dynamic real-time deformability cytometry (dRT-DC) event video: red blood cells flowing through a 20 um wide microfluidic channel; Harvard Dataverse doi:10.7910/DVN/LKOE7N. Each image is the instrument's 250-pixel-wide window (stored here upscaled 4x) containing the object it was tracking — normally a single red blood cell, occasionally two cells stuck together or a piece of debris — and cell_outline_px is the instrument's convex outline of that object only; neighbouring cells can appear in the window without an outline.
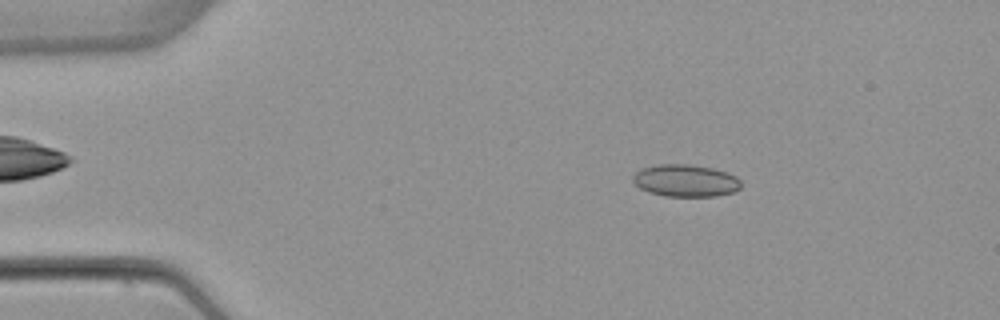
{"species": "common noctule bat (a hibernating species)", "species_latin": "Nyctalus noctula", "temperature_condition": "warm", "stored_images_in_passage": 52, "camera_frame_rate_fps": 3000, "um_per_image_px": 0.085, "animal": {"sex": "female", "body_mass_g": 22.7, "forearm_length_mm": 54.2}, "frame": {"image": 1, "passage_image": 8, "time_ms": 2.333, "image_size_px": [1000, 320], "cell_outline_px": [[740, 188], [732, 192], [716, 196], [664, 196], [648, 192], [640, 188], [632, 180], [632, 176], [636, 172], [644, 168], [660, 164], [692, 164], [712, 168], [728, 172], [736, 176], [740, 180]], "centroid_in_image_um": [58.28, 15.35], "position_along_channel_um": 26.7, "area_um2": 20.29}}
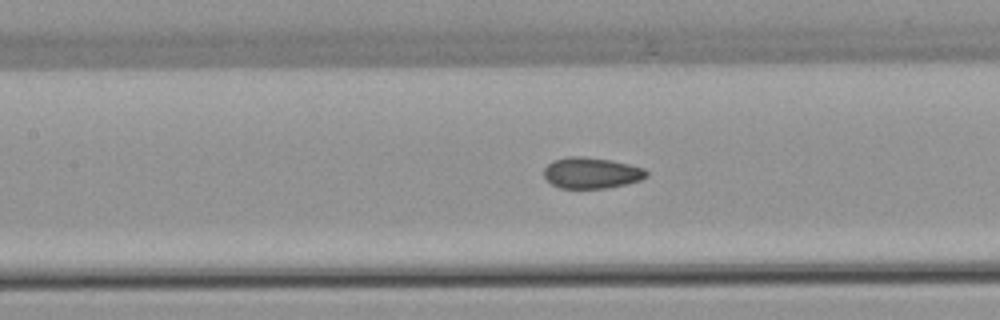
{"frame": {"image": 2, "passage_image": 23, "time_ms": 7.333, "image_size_px": [1000, 320], "cell_outline_px": [[648, 176], [640, 180], [608, 188], [560, 188], [552, 184], [544, 176], [544, 168], [552, 160], [568, 156], [584, 156], [612, 160], [644, 168], [648, 172]], "centroid_in_image_um": [50.26, 14.68], "position_along_channel_um": 157.1, "area_um2": 18.61}}
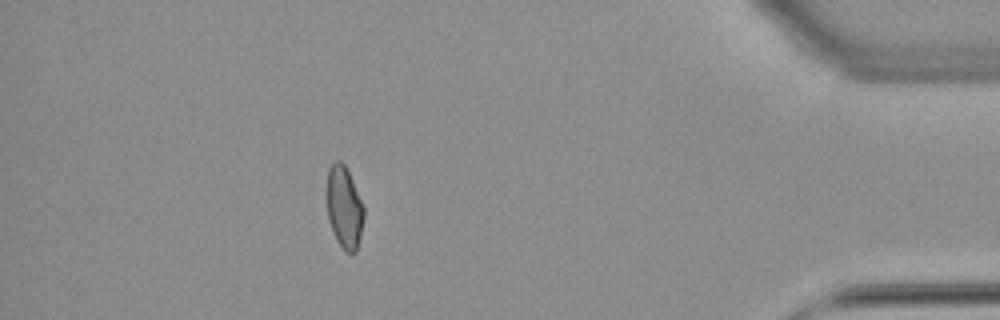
{"frame": {"image": 3, "passage_image": 46, "time_ms": 15.0, "image_size_px": [1000, 320], "cell_outline_px": [[364, 216], [360, 236], [356, 252], [344, 252], [336, 240], [328, 220], [328, 168], [336, 160], [340, 160], [344, 164], [352, 180], [364, 208]], "centroid_in_image_um": [29.26, 17.66], "position_along_channel_um": 405.9, "area_um2": 17.4}, "authors_computed_cell_mechanics": {"area_um2": 18.6694, "velocity_mm_per_s": 3.8984, "shape_relaxation_time_tau1_ms": null, "shape_relaxation_time_tau2_ms": 1.1448, "deformation_change_tau1": null, "deformation_change_tau2": 0.0609}}